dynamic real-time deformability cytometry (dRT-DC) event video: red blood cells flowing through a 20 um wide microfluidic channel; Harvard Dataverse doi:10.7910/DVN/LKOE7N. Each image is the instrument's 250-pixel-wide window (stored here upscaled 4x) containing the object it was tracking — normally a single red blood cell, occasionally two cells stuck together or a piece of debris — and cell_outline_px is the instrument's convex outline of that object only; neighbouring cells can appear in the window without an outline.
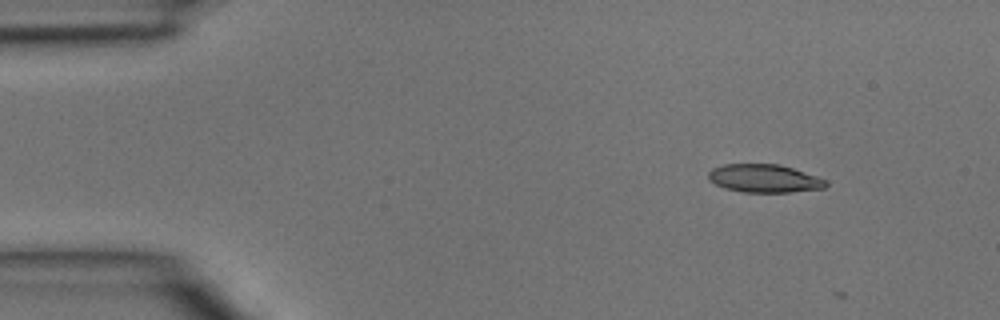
{"species": "common noctule bat (a hibernating species)", "species_latin": "Nyctalus noctula", "temperature_condition": "room temperature", "stored_images_in_passage": 3, "camera_frame_rate_fps": 3000, "um_per_image_px": 0.085, "animal": {"sex": "male", "body_mass_g": 15.6}, "frame": {"image": 1, "passage_image": 1, "time_ms": 0.0, "image_size_px": [1000, 320], "cell_outline_px": [[828, 184], [824, 188], [788, 192], [744, 192], [724, 188], [708, 180], [708, 172], [712, 168], [724, 164], [780, 164], [828, 180]], "centroid_in_image_um": [64.95, 15.16], "position_along_channel_um": 20.1, "area_um2": 19.25}}
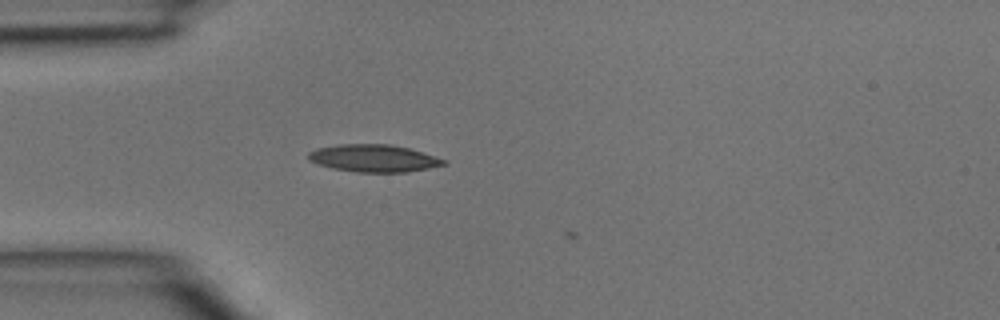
{"frame": {"image": 2, "passage_image": 3, "time_ms": 0.667, "image_size_px": [1000, 320], "cell_outline_px": [[448, 164], [408, 172], [356, 172], [332, 168], [308, 160], [308, 152], [316, 148], [336, 144], [388, 144], [408, 148], [448, 160]], "centroid_in_image_um": [31.76, 13.45], "position_along_channel_um": 53.2, "area_um2": 21.62}}